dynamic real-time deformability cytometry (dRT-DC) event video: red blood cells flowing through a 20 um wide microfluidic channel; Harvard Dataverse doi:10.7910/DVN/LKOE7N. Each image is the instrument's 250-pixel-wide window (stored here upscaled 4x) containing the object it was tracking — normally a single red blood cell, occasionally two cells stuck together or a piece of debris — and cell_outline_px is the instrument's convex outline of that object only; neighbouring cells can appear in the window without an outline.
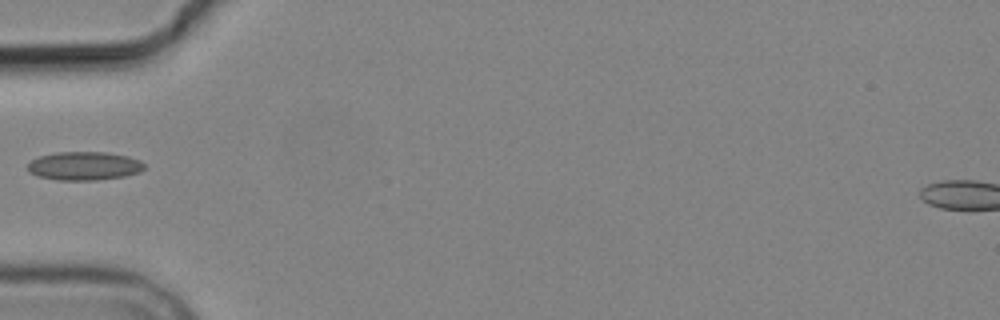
{"species": "common noctule bat (a hibernating species)", "species_latin": "Nyctalus noctula", "temperature_condition": "cold", "stored_images_in_passage": 3, "camera_frame_rate_fps": 3000, "um_per_image_px": 0.085, "animal": {"sex": "male", "body_mass_g": 19.2, "forearm_length_mm": 51.8}, "frame": {"image": 1, "passage_image": 2, "time_ms": 1.0, "image_size_px": [1000, 320], "cell_outline_px": [[144, 168], [140, 172], [124, 176], [96, 180], [60, 180], [36, 176], [28, 172], [28, 164], [32, 160], [40, 156], [56, 152], [108, 152], [128, 156], [140, 160], [144, 164]], "centroid_in_image_um": [7.15, 14.1], "position_along_channel_um": 77.8, "area_um2": 19.42}}
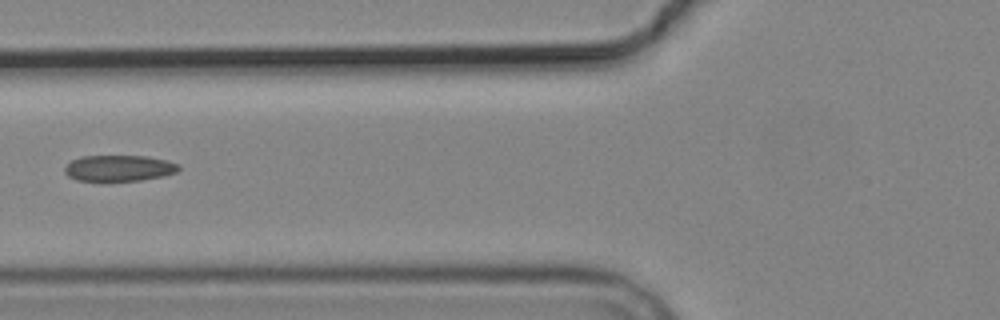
{"frame": {"image": 2, "passage_image": 3, "time_ms": 2.0, "image_size_px": [1000, 320], "cell_outline_px": [[180, 168], [176, 172], [164, 176], [140, 180], [76, 180], [68, 176], [64, 172], [64, 168], [72, 160], [80, 156], [148, 156], [180, 164]], "centroid_in_image_um": [10.12, 14.28], "position_along_channel_um": 115.7, "area_um2": 17.17}}